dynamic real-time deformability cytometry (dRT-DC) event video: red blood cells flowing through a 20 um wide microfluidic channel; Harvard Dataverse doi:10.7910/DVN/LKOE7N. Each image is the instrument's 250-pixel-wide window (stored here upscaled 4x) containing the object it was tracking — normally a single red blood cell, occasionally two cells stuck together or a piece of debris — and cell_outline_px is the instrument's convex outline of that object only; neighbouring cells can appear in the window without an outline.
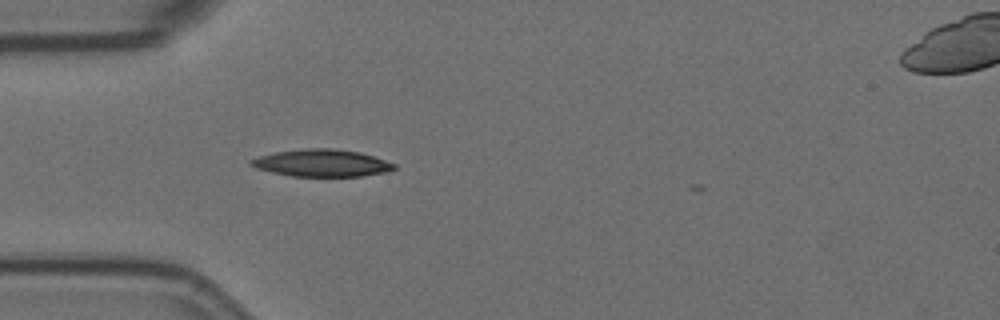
{"species": "Egyptian fruit bat (a non-hibernating species)", "species_latin": "Rousettus aegyptiacus", "temperature_condition": "room temperature", "stored_images_in_passage": 5, "camera_frame_rate_fps": 3000, "um_per_image_px": 0.085, "animal": {"sex": "female"}, "frame": {"image": 1, "passage_image": 4, "time_ms": 1.0, "image_size_px": [1000, 320], "cell_outline_px": [[396, 168], [388, 172], [360, 176], [292, 176], [272, 172], [256, 168], [248, 164], [248, 160], [260, 156], [276, 152], [304, 148], [332, 148], [360, 152], [396, 164]], "centroid_in_image_um": [27.34, 13.85], "position_along_channel_um": 57.7, "area_um2": 22.66}}